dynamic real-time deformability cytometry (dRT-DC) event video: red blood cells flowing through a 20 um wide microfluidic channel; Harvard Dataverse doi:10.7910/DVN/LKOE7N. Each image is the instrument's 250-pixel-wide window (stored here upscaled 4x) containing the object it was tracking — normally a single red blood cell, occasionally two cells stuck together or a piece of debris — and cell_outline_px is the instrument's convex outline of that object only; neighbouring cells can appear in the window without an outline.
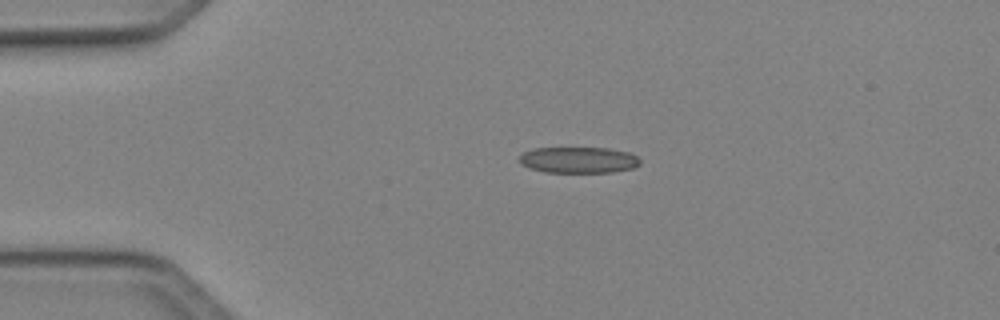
{"species": "Egyptian fruit bat (a non-hibernating species)", "species_latin": "Rousettus aegyptiacus", "temperature_condition": "cold", "stored_images_in_passage": 39, "camera_frame_rate_fps": 3000, "um_per_image_px": 0.085, "animal": {"sex": "female"}, "frame": {"image": 1, "passage_image": 1, "time_ms": 0.0, "image_size_px": [1000, 320], "cell_outline_px": [[640, 164], [632, 168], [612, 172], [544, 172], [528, 168], [520, 164], [520, 156], [524, 152], [532, 148], [608, 148], [628, 152], [636, 156], [640, 160]], "centroid_in_image_um": [49.15, 13.6], "position_along_channel_um": 35.9, "area_um2": 18.38}}
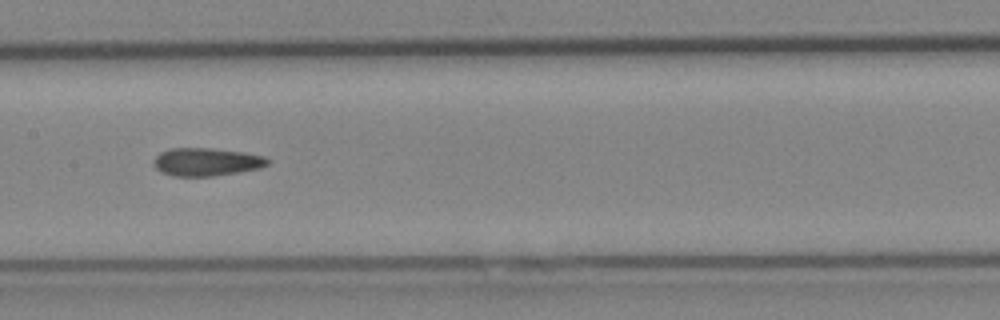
{"frame": {"image": 2, "passage_image": 15, "time_ms": 4.667, "image_size_px": [1000, 320], "cell_outline_px": [[268, 164], [260, 168], [240, 172], [212, 176], [172, 176], [160, 172], [152, 164], [152, 160], [160, 152], [172, 148], [212, 148], [244, 152], [264, 156], [268, 160]], "centroid_in_image_um": [17.51, 13.76], "position_along_channel_um": 189.9, "area_um2": 18.73}}
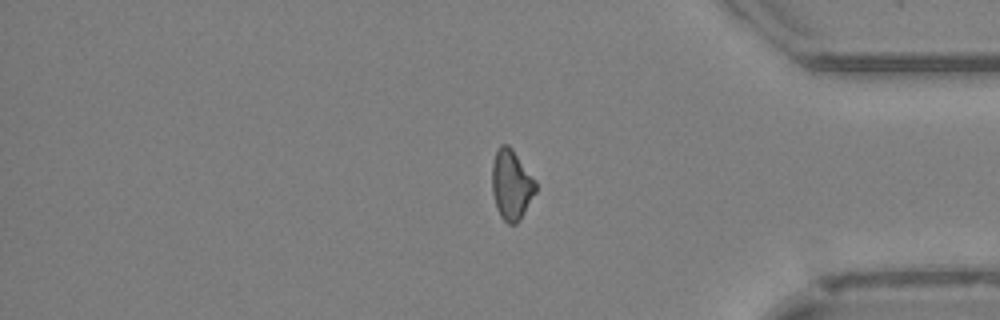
{"frame": {"image": 3, "passage_image": 31, "time_ms": 10.0, "image_size_px": [1000, 320], "cell_outline_px": [[536, 192], [520, 220], [516, 224], [508, 224], [500, 216], [496, 208], [492, 192], [492, 164], [496, 152], [500, 144], [508, 144], [512, 148], [536, 180]], "centroid_in_image_um": [43.47, 15.71], "position_along_channel_um": 391.7, "area_um2": 17.98}, "authors_computed_cell_mechanics": {"area_um2": 18.207, "velocity_mm_per_s": 4.1668, "shape_relaxation_time_tau1_ms": null, "shape_relaxation_time_tau2_ms": 5.5385, "deformation_change_tau1": null, "deformation_change_tau2": 0.1551}}